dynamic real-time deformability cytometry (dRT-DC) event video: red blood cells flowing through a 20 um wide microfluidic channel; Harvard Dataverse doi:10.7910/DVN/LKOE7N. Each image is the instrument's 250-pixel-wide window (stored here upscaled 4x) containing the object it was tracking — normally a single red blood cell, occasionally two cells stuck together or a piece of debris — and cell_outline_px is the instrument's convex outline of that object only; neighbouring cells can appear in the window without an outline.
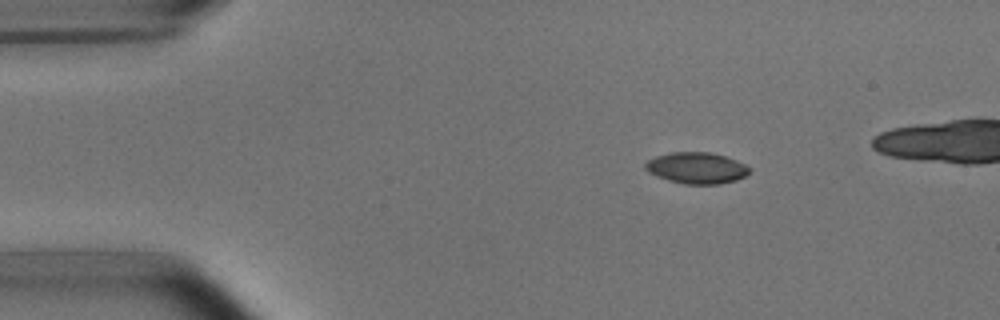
{"species": "common noctule bat (a hibernating species)", "species_latin": "Nyctalus noctula", "temperature_condition": "room temperature", "stored_images_in_passage": 4, "camera_frame_rate_fps": 3000, "um_per_image_px": 0.085, "animal": {"sex": "male", "body_mass_g": 15.6}, "frame": {"image": 1, "passage_image": 1, "time_ms": 0.0, "image_size_px": [1000, 320], "cell_outline_px": [[748, 172], [744, 176], [736, 180], [720, 184], [684, 184], [668, 180], [656, 176], [648, 172], [644, 168], [644, 164], [648, 160], [656, 156], [672, 152], [708, 152], [724, 156], [736, 160], [744, 164], [748, 168]], "centroid_in_image_um": [59.16, 14.28], "position_along_channel_um": 25.8, "area_um2": 18.84}}